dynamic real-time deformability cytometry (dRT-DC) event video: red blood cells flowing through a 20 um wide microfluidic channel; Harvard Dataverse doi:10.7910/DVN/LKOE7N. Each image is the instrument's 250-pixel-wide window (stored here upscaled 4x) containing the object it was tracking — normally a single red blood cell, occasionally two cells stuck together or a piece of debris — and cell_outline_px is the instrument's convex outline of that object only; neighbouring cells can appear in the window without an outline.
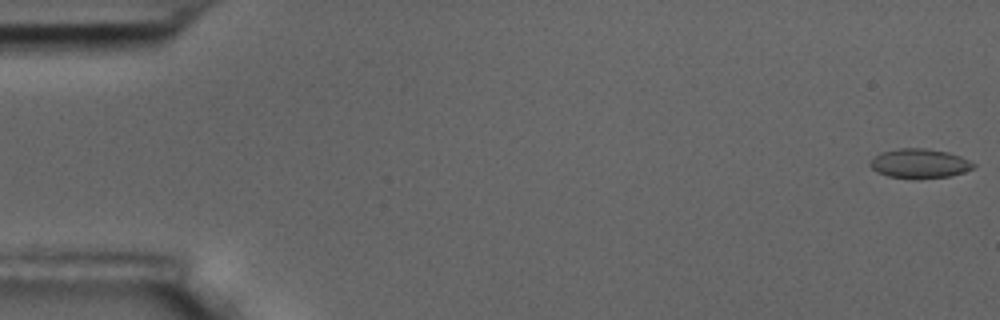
{"species": "common noctule bat (a hibernating species)", "species_latin": "Nyctalus noctula", "temperature_condition": "room temperature", "stored_images_in_passage": 16, "camera_frame_rate_fps": 3000, "um_per_image_px": 0.085, "animal": {"sex": "male", "body_mass_g": 17.5, "forearm_length_mm": 52.3}, "frame": {"image": 1, "passage_image": 1, "time_ms": 0.0, "image_size_px": [1000, 320], "cell_outline_px": [[976, 164], [972, 168], [964, 172], [948, 176], [888, 176], [872, 168], [868, 164], [880, 152], [900, 148], [924, 148], [948, 152], [960, 156]], "centroid_in_image_um": [78.17, 13.84], "position_along_channel_um": 6.8, "area_um2": 16.82}}